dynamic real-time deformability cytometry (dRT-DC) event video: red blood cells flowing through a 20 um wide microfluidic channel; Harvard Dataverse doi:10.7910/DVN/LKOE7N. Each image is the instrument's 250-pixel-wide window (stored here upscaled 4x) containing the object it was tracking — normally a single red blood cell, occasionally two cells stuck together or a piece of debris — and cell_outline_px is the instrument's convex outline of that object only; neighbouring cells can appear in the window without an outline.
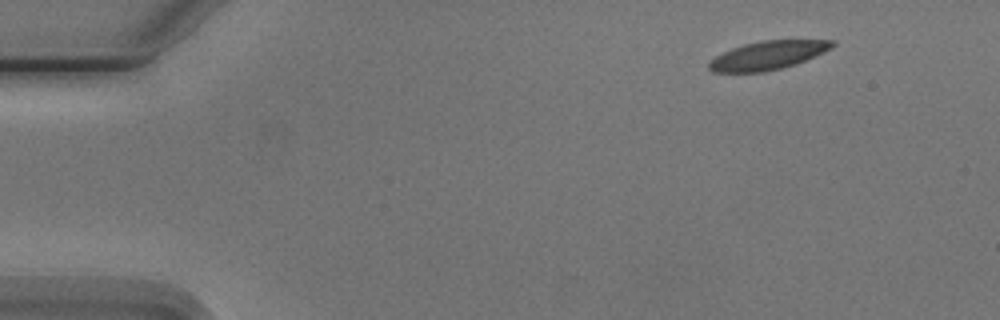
{"species": "Egyptian fruit bat (a non-hibernating species)", "species_latin": "Rousettus aegyptiacus", "temperature_condition": "cold", "stored_images_in_passage": 4, "segment_of_instrument_passage": [1, 2], "camera_frame_rate_fps": 3000, "um_per_image_px": 0.085, "animal": {"sex": "male"}, "frame": {"image": 1, "passage_image": 1, "time_ms": 0.0, "image_size_px": [1000, 320], "cell_outline_px": [[836, 44], [832, 48], [824, 52], [796, 64], [764, 72], [712, 72], [708, 68], [708, 64], [716, 56], [732, 48], [744, 44], [760, 40], [836, 40]], "centroid_in_image_um": [65.29, 4.7], "position_along_channel_um": 19.7, "area_um2": 20.46}}